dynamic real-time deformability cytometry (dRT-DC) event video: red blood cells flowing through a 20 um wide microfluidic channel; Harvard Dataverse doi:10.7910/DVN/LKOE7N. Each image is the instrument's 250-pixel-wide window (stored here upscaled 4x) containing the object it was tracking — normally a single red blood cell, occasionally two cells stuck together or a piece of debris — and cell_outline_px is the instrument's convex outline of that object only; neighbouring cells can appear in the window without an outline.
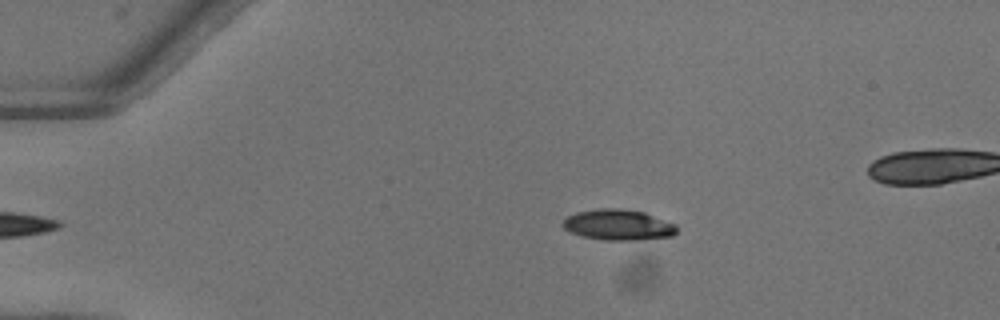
{"species": "common noctule bat (a hibernating species)", "species_latin": "Nyctalus noctula", "temperature_condition": "warm", "stored_images_in_passage": 42, "camera_frame_rate_fps": 3000, "um_per_image_px": 0.085, "animal": {"sex": "female"}, "frame": {"image": 1, "passage_image": 3, "time_ms": 0.667, "image_size_px": [1000, 320], "cell_outline_px": [[676, 232], [672, 236], [636, 240], [604, 240], [584, 236], [572, 232], [564, 228], [564, 220], [568, 216], [576, 212], [600, 208], [616, 208], [644, 212], [676, 224]], "centroid_in_image_um": [52.57, 19.11], "position_along_channel_um": 32.4, "area_um2": 20.11}}
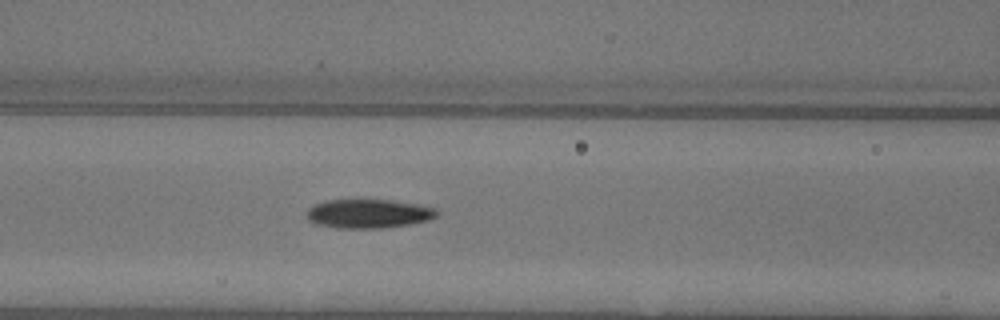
{"frame": {"image": 2, "passage_image": 15, "time_ms": 4.667, "image_size_px": [1000, 320], "cell_outline_px": [[436, 216], [428, 220], [408, 224], [380, 228], [336, 228], [316, 224], [308, 220], [308, 208], [324, 200], [392, 200], [416, 204], [436, 208]], "centroid_in_image_um": [31.29, 18.16], "position_along_channel_um": 135.3, "area_um2": 21.73}}
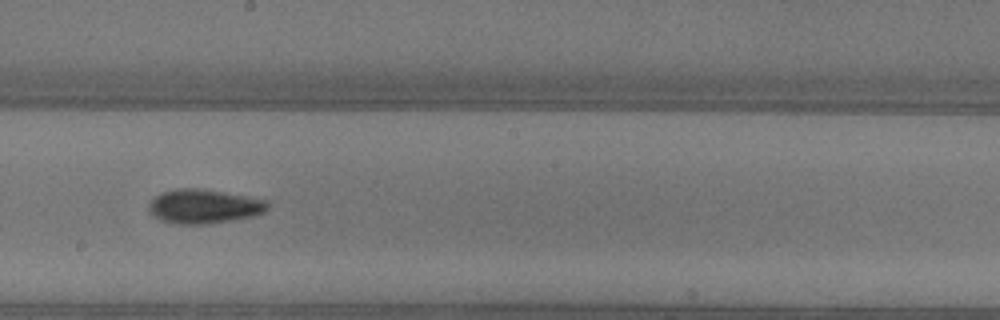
{"frame": {"image": 3, "passage_image": 22, "time_ms": 7.0, "image_size_px": [1000, 320], "cell_outline_px": [[268, 208], [264, 212], [252, 216], [208, 224], [176, 224], [164, 220], [156, 216], [148, 208], [148, 204], [160, 192], [176, 188], [196, 188], [248, 196], [268, 200]], "centroid_in_image_um": [17.35, 17.53], "position_along_channel_um": 230.9, "area_um2": 23.41}}